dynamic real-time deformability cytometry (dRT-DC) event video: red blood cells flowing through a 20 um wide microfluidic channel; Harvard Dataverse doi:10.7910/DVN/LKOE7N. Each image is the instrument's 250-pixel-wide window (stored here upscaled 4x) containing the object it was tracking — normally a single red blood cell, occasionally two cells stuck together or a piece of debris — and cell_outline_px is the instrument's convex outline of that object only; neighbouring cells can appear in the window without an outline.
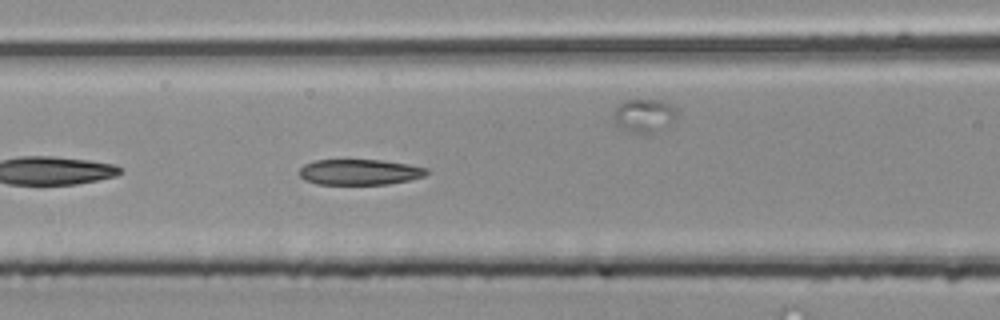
{"species": "common noctule bat (a hibernating species)", "species_latin": "Nyctalus noctula", "temperature_condition": "room temperature", "stored_images_in_passage": 45, "segment_of_instrument_passage": [1, 2], "camera_frame_rate_fps": 3000, "um_per_image_px": 0.085, "animal": {"sex": "male", "body_mass_g": 20.4}, "frame": {"image": 1, "passage_image": 17, "time_ms": 5.333, "image_size_px": [1000, 320], "cell_outline_px": [[428, 172], [424, 176], [408, 180], [388, 184], [316, 184], [304, 180], [300, 176], [300, 168], [304, 164], [316, 160], [380, 160], [408, 164], [428, 168]], "centroid_in_image_um": [30.55, 14.62], "position_along_channel_um": 136.0, "area_um2": 18.96}}
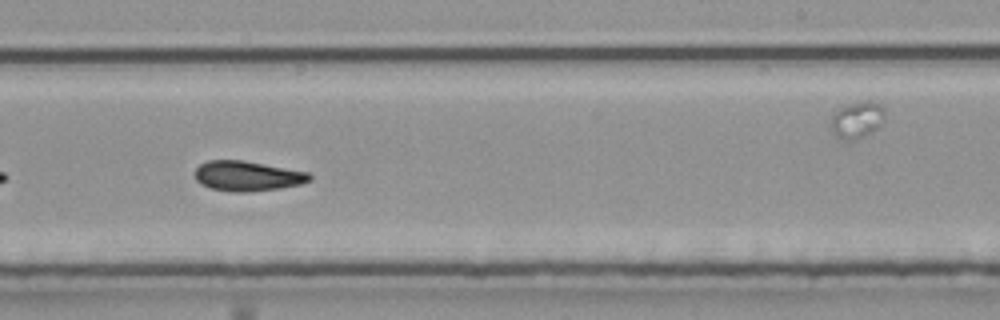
{"frame": {"image": 2, "passage_image": 26, "time_ms": 8.333, "image_size_px": [1000, 320], "cell_outline_px": [[312, 180], [300, 184], [280, 188], [248, 192], [232, 192], [208, 188], [200, 184], [196, 180], [196, 168], [200, 164], [208, 160], [240, 160], [308, 172], [312, 176]], "centroid_in_image_um": [21.01, 14.97], "position_along_channel_um": 268.0, "area_um2": 20.0}}
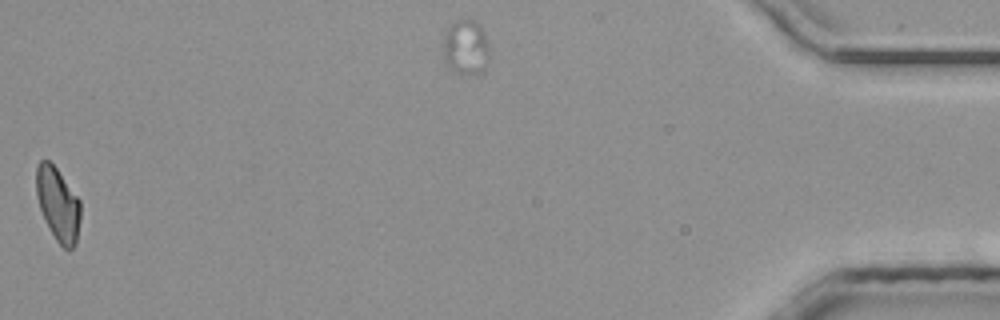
{"frame": {"image": 3, "passage_image": 44, "time_ms": 14.333, "image_size_px": [1000, 320], "cell_outline_px": [[80, 220], [76, 244], [68, 252], [56, 240], [40, 208], [36, 196], [36, 164], [40, 160], [48, 160], [56, 168], [80, 200]], "centroid_in_image_um": [4.93, 17.36], "position_along_channel_um": 430.3, "area_um2": 18.79}}